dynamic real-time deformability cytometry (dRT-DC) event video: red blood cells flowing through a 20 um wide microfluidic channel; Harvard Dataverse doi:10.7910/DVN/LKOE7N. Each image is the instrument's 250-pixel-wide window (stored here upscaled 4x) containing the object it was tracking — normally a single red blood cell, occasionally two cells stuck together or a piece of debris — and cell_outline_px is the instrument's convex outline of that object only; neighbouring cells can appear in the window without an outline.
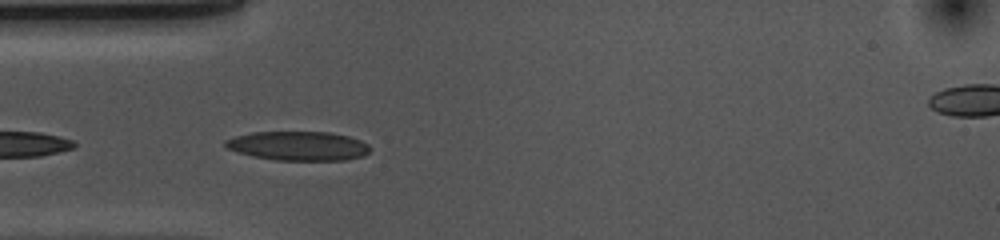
{"species": "common noctule bat (a hibernating species)", "species_latin": "Nyctalus noctula", "temperature_condition": "cold", "stored_images_in_passage": 6, "camera_frame_rate_fps": 3000, "um_per_image_px": 0.085, "animal": {"sex": "female", "body_mass_g": 10.0, "forearm_length_mm": 53.1}, "frame": {"image": 1, "passage_image": 2, "time_ms": 0.333, "image_size_px": [1000, 240], "cell_outline_px": [[372, 148], [364, 156], [348, 160], [276, 160], [252, 156], [236, 152], [228, 148], [224, 144], [224, 140], [236, 136], [252, 132], [328, 132], [348, 136], [360, 140], [368, 144]], "centroid_in_image_um": [25.37, 12.41], "position_along_channel_um": 59.6, "area_um2": 24.68}}